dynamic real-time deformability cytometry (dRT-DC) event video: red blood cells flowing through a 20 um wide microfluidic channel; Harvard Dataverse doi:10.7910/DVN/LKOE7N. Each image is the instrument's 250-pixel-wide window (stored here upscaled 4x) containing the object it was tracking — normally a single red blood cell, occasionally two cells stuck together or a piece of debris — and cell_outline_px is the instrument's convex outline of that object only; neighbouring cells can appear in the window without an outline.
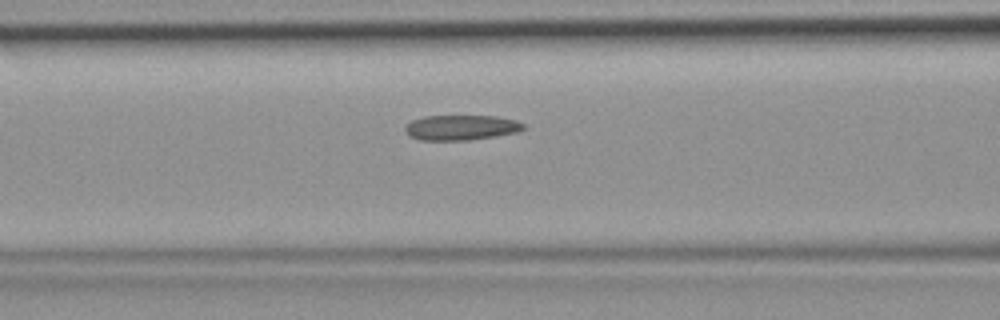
{"species": "common noctule bat (a hibernating species)", "species_latin": "Nyctalus noctula", "temperature_condition": "room temperature", "stored_images_in_passage": 46, "camera_frame_rate_fps": 3000, "um_per_image_px": 0.085, "animal": {"sex": "female", "body_mass_g": 19.9}, "frame": {"image": 1, "passage_image": 18, "time_ms": 5.667, "image_size_px": [1000, 320], "cell_outline_px": [[524, 128], [516, 132], [468, 140], [420, 140], [412, 136], [404, 128], [412, 120], [424, 116], [496, 116], [516, 120], [524, 124]], "centroid_in_image_um": [39.2, 10.83], "position_along_channel_um": 127.4, "area_um2": 16.99}}
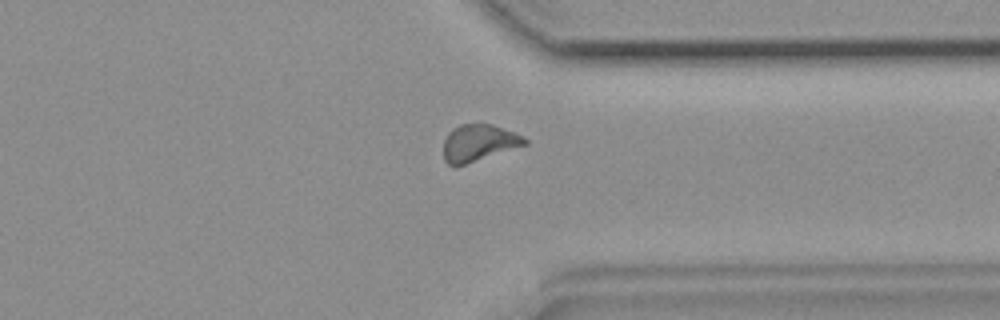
{"frame": {"image": 2, "passage_image": 35, "time_ms": 11.333, "image_size_px": [1000, 320], "cell_outline_px": [[528, 144], [464, 164], [448, 164], [444, 160], [444, 140], [448, 132], [452, 128], [460, 124], [492, 124], [524, 136], [528, 140]], "centroid_in_image_um": [40.7, 12.11], "position_along_channel_um": 370.7, "area_um2": 17.17}}
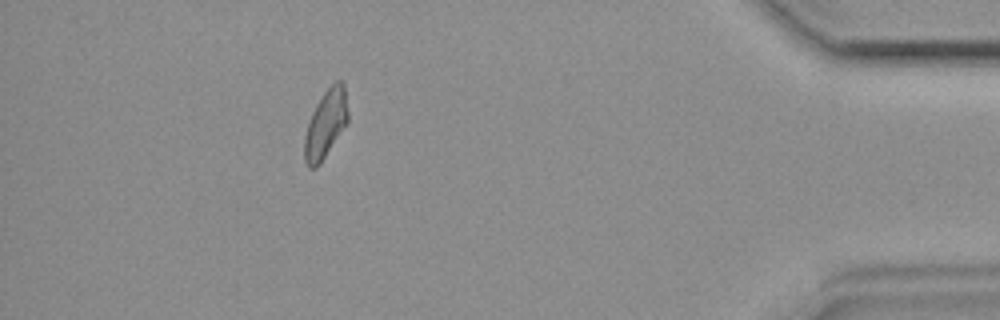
{"frame": {"image": 3, "passage_image": 41, "time_ms": 13.333, "image_size_px": [1000, 320], "cell_outline_px": [[348, 120], [320, 164], [316, 168], [308, 168], [304, 160], [304, 136], [312, 112], [316, 104], [324, 92], [336, 80], [340, 80], [344, 84], [348, 112]], "centroid_in_image_um": [27.66, 10.55], "position_along_channel_um": 407.5, "area_um2": 17.05}}